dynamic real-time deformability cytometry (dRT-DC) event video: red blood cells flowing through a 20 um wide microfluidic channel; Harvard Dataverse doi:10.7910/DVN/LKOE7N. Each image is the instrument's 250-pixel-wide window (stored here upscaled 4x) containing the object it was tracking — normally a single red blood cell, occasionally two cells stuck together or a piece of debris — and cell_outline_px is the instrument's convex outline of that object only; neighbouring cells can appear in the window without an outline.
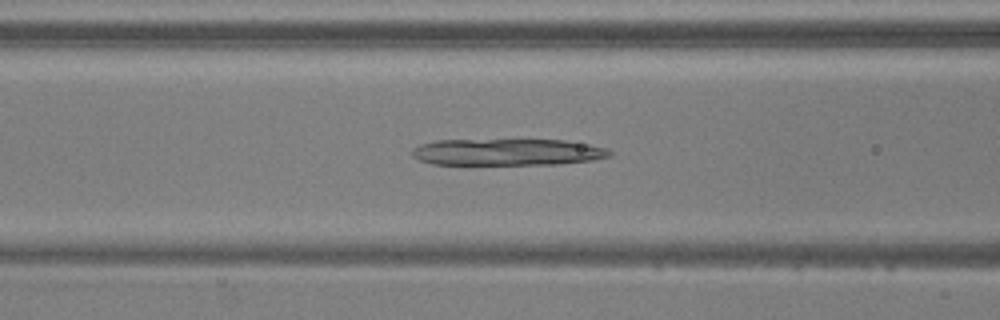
{"species": "common noctule bat (a hibernating species)", "species_latin": "Nyctalus noctula", "temperature_condition": "warm", "stored_images_in_passage": 52, "camera_frame_rate_fps": 3000, "um_per_image_px": 0.085, "animal": {"sex": "male", "body_mass_g": 20.5, "forearm_length_mm": 52.5}, "frame": {"image": 1, "passage_image": 21, "time_ms": 6.667, "image_size_px": [1000, 320], "cell_outline_px": [[612, 156], [592, 160], [556, 164], [432, 164], [420, 160], [412, 156], [412, 148], [420, 144], [436, 140], [564, 140], [588, 144], [608, 148], [612, 152]], "centroid_in_image_um": [43.13, 12.92], "position_along_channel_um": 123.5, "area_um2": 30.69}}
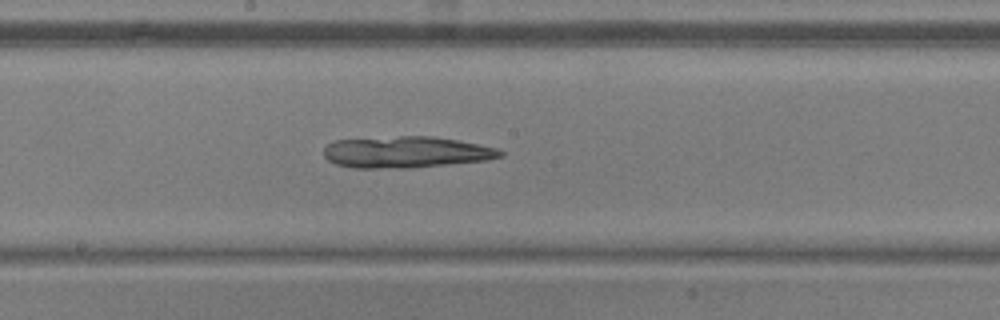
{"frame": {"image": 2, "passage_image": 28, "time_ms": 9.0, "image_size_px": [1000, 320], "cell_outline_px": [[504, 156], [488, 160], [412, 168], [352, 168], [336, 164], [328, 160], [324, 156], [324, 148], [328, 144], [336, 140], [400, 136], [432, 136], [456, 140], [496, 148], [504, 152]], "centroid_in_image_um": [34.51, 12.94], "position_along_channel_um": 213.7, "area_um2": 32.37}}
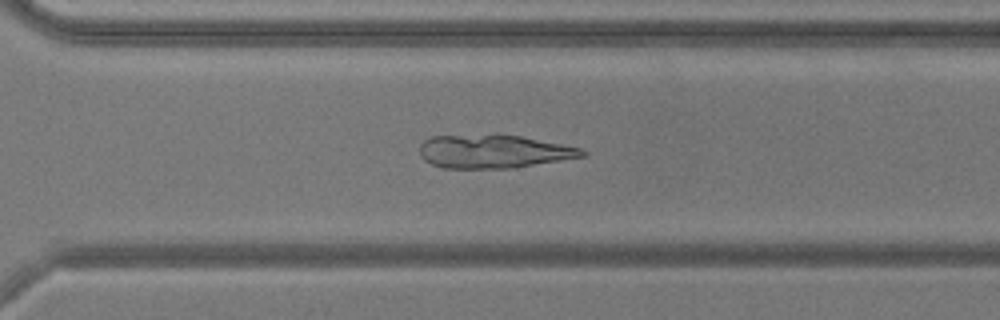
{"frame": {"image": 3, "passage_image": 37, "time_ms": 12.0, "image_size_px": [1000, 320], "cell_outline_px": [[588, 156], [512, 168], [444, 168], [432, 164], [424, 160], [420, 156], [420, 144], [424, 140], [432, 136], [520, 136], [580, 148], [588, 152]], "centroid_in_image_um": [41.97, 12.9], "position_along_channel_um": 328.6, "area_um2": 31.04}}